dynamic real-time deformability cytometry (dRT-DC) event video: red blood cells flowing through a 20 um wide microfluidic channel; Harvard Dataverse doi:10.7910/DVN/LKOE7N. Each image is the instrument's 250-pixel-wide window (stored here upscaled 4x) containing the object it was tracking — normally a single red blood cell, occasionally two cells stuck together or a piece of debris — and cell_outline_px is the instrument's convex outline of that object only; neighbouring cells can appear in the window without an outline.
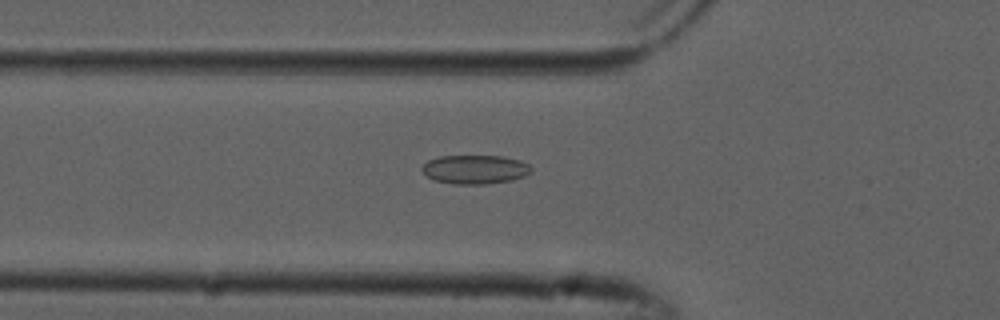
{"species": "common noctule bat (a hibernating species)", "species_latin": "Nyctalus noctula", "temperature_condition": "cold", "stored_images_in_passage": 49, "camera_frame_rate_fps": 3000, "um_per_image_px": 0.085, "animal": {"sex": "male", "forearm_length_mm": 52.5}, "frame": {"image": 1, "passage_image": 18, "time_ms": 5.667, "image_size_px": [1000, 320], "cell_outline_px": [[532, 172], [524, 176], [512, 180], [484, 184], [456, 184], [436, 180], [428, 176], [420, 168], [428, 160], [440, 156], [500, 156], [520, 160], [528, 164], [532, 168]], "centroid_in_image_um": [40.4, 14.39], "position_along_channel_um": 85.4, "area_um2": 18.26}}
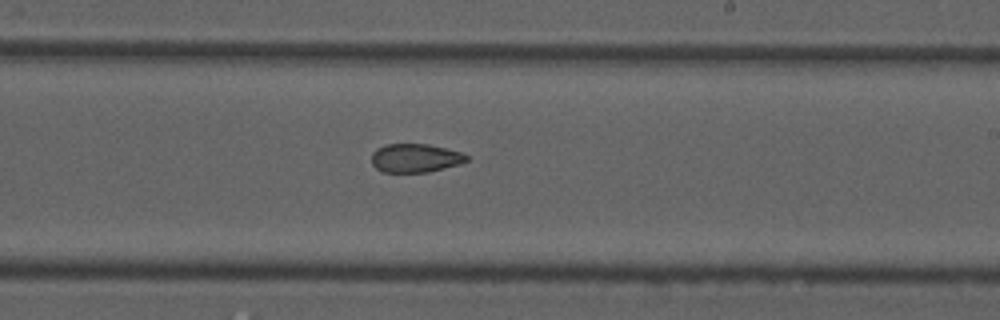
{"frame": {"image": 2, "passage_image": 31, "time_ms": 10.0, "image_size_px": [1000, 320], "cell_outline_px": [[468, 160], [460, 164], [428, 172], [380, 172], [372, 164], [372, 152], [376, 148], [384, 144], [428, 144], [460, 152], [468, 156]], "centroid_in_image_um": [35.26, 13.43], "position_along_channel_um": 253.7, "area_um2": 15.9}}
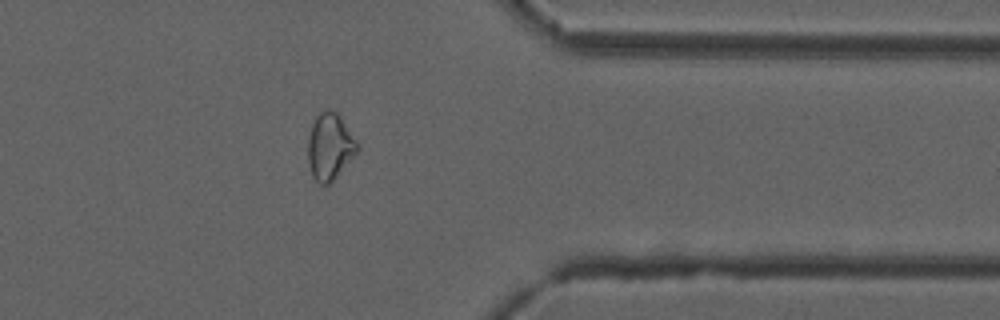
{"frame": {"image": 3, "passage_image": 42, "time_ms": 13.667, "image_size_px": [1000, 320], "cell_outline_px": [[360, 148], [336, 176], [328, 184], [320, 184], [312, 176], [308, 160], [308, 136], [312, 124], [316, 116], [320, 112], [336, 112], [340, 116], [356, 140]], "centroid_in_image_um": [28.02, 12.47], "position_along_channel_um": 383.4, "area_um2": 18.67}}